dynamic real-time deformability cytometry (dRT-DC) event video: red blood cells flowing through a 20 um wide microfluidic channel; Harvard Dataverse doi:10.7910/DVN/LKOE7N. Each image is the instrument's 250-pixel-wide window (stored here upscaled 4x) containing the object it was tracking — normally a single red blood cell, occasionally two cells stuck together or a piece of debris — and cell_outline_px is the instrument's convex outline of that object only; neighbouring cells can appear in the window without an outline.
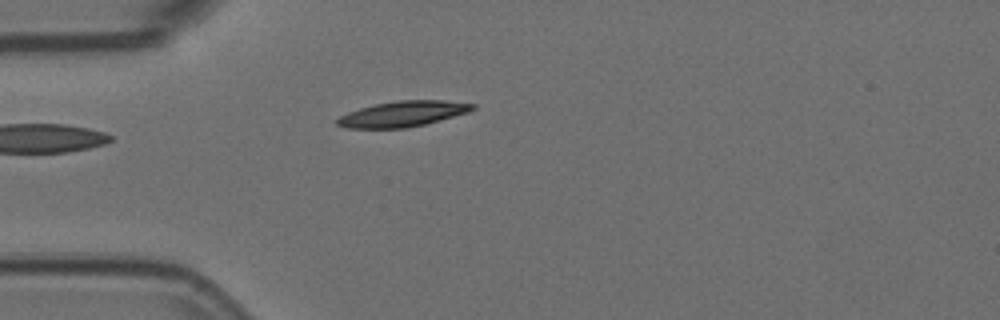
{"species": "Egyptian fruit bat (a non-hibernating species)", "species_latin": "Rousettus aegyptiacus", "temperature_condition": "room temperature", "stored_images_in_passage": 3, "camera_frame_rate_fps": 3000, "um_per_image_px": 0.085, "animal": {"sex": "female"}, "frame": {"image": 1, "passage_image": 3, "time_ms": 0.667, "image_size_px": [1000, 320], "cell_outline_px": [[476, 108], [468, 112], [424, 124], [404, 128], [348, 128], [336, 124], [336, 120], [340, 116], [348, 112], [360, 108], [376, 104], [400, 100], [444, 100], [476, 104]], "centroid_in_image_um": [34.24, 9.67], "position_along_channel_um": 50.8, "area_um2": 19.94}}